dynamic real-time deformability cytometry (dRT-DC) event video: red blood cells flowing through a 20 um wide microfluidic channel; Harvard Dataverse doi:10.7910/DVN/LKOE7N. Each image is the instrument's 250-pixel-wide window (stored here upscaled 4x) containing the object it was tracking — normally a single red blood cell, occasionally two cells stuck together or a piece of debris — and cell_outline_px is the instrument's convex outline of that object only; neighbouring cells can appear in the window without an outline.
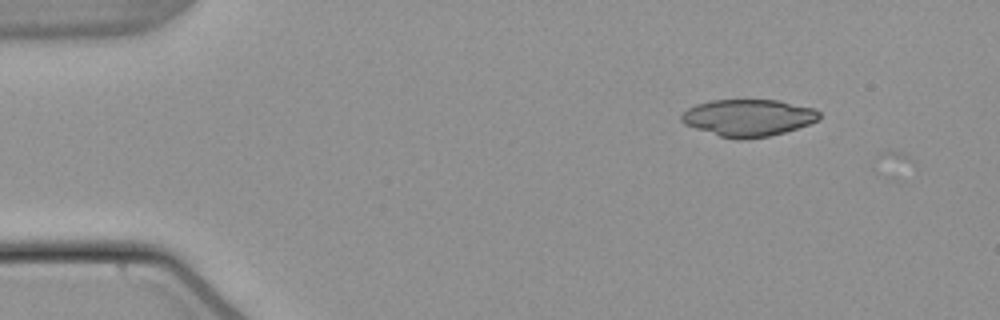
{"species": "common noctule bat (a hibernating species)", "species_latin": "Nyctalus noctula", "temperature_condition": "warm", "stored_images_in_passage": 4, "camera_frame_rate_fps": 3000, "um_per_image_px": 0.085, "animal": {"sex": "male", "body_mass_g": 21.5, "forearm_length_mm": 52.0}, "frame": {"image": 1, "passage_image": 3, "time_ms": 0.667, "image_size_px": [1000, 320], "cell_outline_px": [[820, 116], [816, 120], [808, 124], [784, 132], [768, 136], [744, 140], [720, 136], [684, 124], [680, 120], [680, 116], [688, 108], [696, 104], [712, 100], [780, 100], [816, 108], [820, 112]], "centroid_in_image_um": [63.61, 9.99], "position_along_channel_um": 21.4, "area_um2": 29.59}}